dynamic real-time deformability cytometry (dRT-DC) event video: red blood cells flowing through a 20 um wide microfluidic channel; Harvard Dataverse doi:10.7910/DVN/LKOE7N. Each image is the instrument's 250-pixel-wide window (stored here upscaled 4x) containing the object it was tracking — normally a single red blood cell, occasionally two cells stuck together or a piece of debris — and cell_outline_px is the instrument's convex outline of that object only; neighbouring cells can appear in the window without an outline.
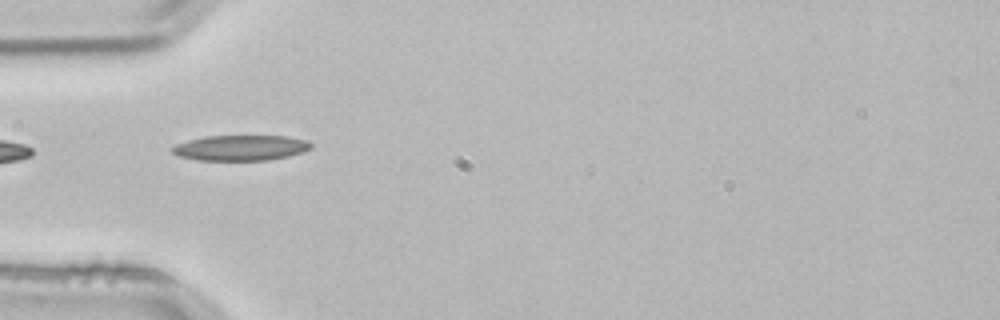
{"species": "common noctule bat (a hibernating species)", "species_latin": "Nyctalus noctula", "temperature_condition": "room temperature", "stored_images_in_passage": 1, "camera_frame_rate_fps": 3000, "um_per_image_px": 0.085, "animal": {"sex": "male", "body_mass_g": 21.5, "forearm_length_mm": 52.0}, "frame": {"image": 1, "passage_image": 1, "time_ms": 0.0, "image_size_px": [1000, 320], "cell_outline_px": [[312, 148], [288, 156], [268, 160], [196, 160], [180, 156], [172, 152], [168, 148], [176, 144], [188, 140], [204, 136], [284, 136], [308, 140], [312, 144]], "centroid_in_image_um": [20.42, 12.56], "position_along_channel_um": 64.6, "area_um2": 20.58}}